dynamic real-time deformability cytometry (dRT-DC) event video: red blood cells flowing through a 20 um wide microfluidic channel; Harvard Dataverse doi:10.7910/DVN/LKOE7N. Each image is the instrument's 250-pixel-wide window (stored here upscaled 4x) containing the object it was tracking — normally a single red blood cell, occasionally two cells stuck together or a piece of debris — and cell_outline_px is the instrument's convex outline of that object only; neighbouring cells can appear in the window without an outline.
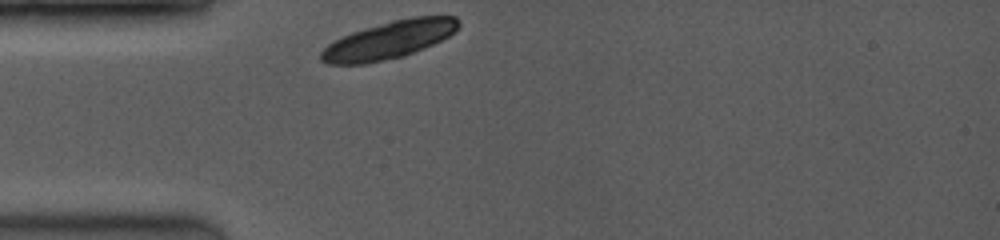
{"species": "common noctule bat (a hibernating species)", "species_latin": "Nyctalus noctula", "temperature_condition": "room temperature", "stored_images_in_passage": 2, "camera_frame_rate_fps": 3500, "um_per_image_px": 0.085, "animal": {"sex": "female", "body_mass_g": 19.0, "forearm_length_mm": 53.3}, "frame": {"image": 1, "passage_image": 1, "time_ms": 0.0, "image_size_px": [1000, 240], "cell_outline_px": [[460, 24], [456, 32], [424, 48], [404, 56], [364, 64], [328, 64], [320, 60], [320, 52], [328, 44], [352, 32], [364, 28], [392, 20], [416, 16], [456, 16], [460, 20]], "centroid_in_image_um": [33.09, 3.39], "position_along_channel_um": 51.9, "area_um2": 30.06}}